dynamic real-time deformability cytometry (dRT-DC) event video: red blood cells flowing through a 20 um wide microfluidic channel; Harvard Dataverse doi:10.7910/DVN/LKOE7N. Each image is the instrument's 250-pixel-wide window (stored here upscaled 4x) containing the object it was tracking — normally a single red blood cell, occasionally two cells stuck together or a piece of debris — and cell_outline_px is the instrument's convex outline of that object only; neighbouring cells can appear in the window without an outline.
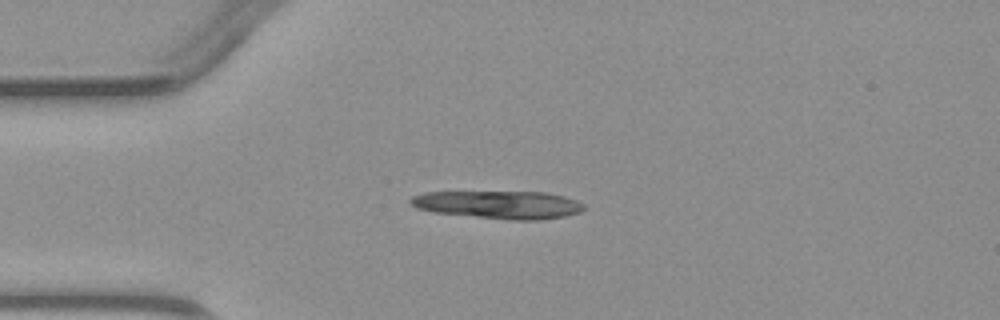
{"species": "common noctule bat (a hibernating species)", "species_latin": "Nyctalus noctula", "temperature_condition": "warm", "stored_images_in_passage": 5, "camera_frame_rate_fps": 3000, "um_per_image_px": 0.085, "animal": {"sex": "male", "body_mass_g": 23.1, "forearm_length_mm": 52.7}, "frame": {"image": 1, "passage_image": 3, "time_ms": 2.333, "image_size_px": [1000, 320], "cell_outline_px": [[584, 208], [580, 212], [564, 216], [536, 220], [512, 220], [436, 212], [416, 208], [408, 200], [412, 196], [424, 192], [544, 192], [564, 196], [576, 200], [584, 204]], "centroid_in_image_um": [42.4, 17.39], "position_along_channel_um": 42.6, "area_um2": 27.92}}
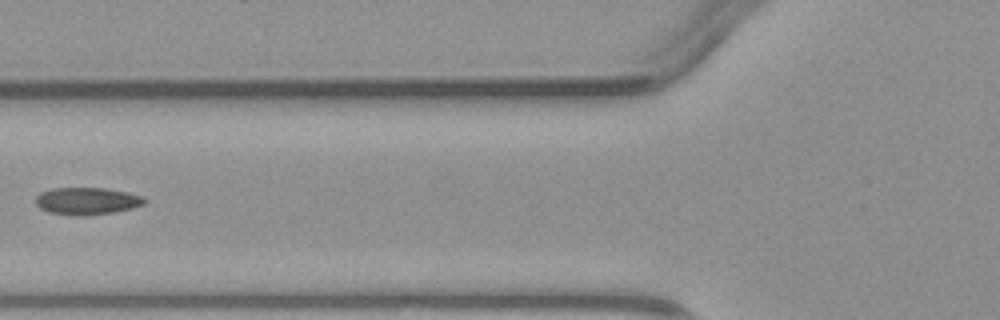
{"frame": {"image": 2, "passage_image": 5, "time_ms": 4.667, "image_size_px": [1000, 320], "cell_outline_px": [[144, 204], [132, 208], [112, 212], [48, 212], [40, 208], [36, 204], [36, 196], [40, 192], [52, 188], [104, 188], [128, 192], [144, 196]], "centroid_in_image_um": [7.4, 17.01], "position_along_channel_um": 118.4, "area_um2": 16.24}}